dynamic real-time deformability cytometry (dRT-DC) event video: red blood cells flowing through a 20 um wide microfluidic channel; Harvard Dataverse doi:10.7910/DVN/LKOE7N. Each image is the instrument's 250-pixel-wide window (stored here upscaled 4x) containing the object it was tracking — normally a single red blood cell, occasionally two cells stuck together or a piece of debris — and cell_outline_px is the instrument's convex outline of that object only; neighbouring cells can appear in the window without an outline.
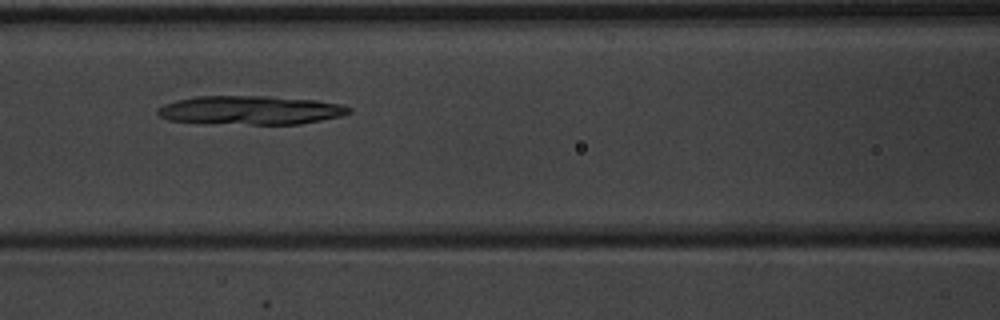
{"species": "common noctule bat (a hibernating species)", "species_latin": "Nyctalus noctula", "temperature_condition": "warm", "stored_images_in_passage": 36, "camera_frame_rate_fps": 3000, "um_per_image_px": 0.085, "animal": {"sex": "male", "body_mass_g": 20.1, "forearm_length_mm": 53.5}, "frame": {"image": 1, "passage_image": 8, "time_ms": 2.333, "image_size_px": [1000, 320], "cell_outline_px": [[352, 112], [340, 116], [300, 124], [204, 124], [168, 120], [160, 116], [156, 112], [156, 108], [164, 104], [176, 100], [196, 96], [268, 96], [316, 100], [340, 104], [352, 108]], "centroid_in_image_um": [21.23, 9.37], "position_along_channel_um": 145.4, "area_um2": 32.48}}
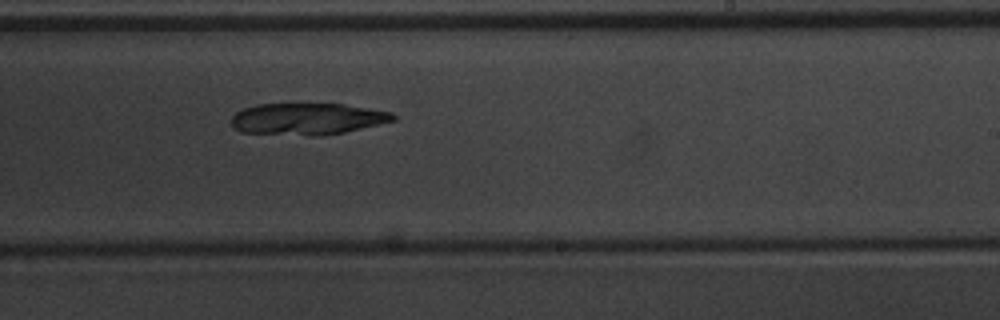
{"frame": {"image": 2, "passage_image": 17, "time_ms": 5.333, "image_size_px": [1000, 320], "cell_outline_px": [[396, 120], [344, 132], [320, 136], [312, 136], [240, 132], [232, 128], [232, 116], [236, 112], [244, 108], [256, 104], [344, 104], [392, 112], [396, 116]], "centroid_in_image_um": [26.1, 10.11], "position_along_channel_um": 262.9, "area_um2": 29.94}}
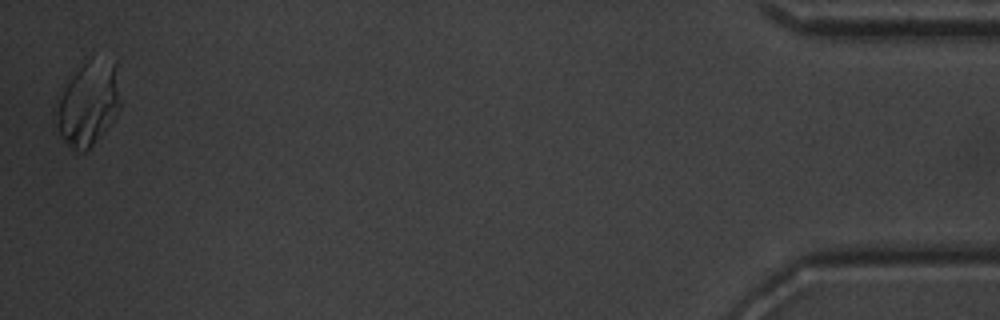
{"frame": {"image": 3, "passage_image": 36, "time_ms": 11.667, "image_size_px": [1000, 320], "cell_outline_px": [[120, 104], [116, 112], [108, 124], [92, 144], [84, 152], [80, 152], [72, 148], [64, 140], [60, 132], [52, 112], [56, 96], [72, 76], [92, 56], [116, 60], [120, 100]], "centroid_in_image_um": [7.45, 8.73], "position_along_channel_um": 427.7, "area_um2": 31.5}}